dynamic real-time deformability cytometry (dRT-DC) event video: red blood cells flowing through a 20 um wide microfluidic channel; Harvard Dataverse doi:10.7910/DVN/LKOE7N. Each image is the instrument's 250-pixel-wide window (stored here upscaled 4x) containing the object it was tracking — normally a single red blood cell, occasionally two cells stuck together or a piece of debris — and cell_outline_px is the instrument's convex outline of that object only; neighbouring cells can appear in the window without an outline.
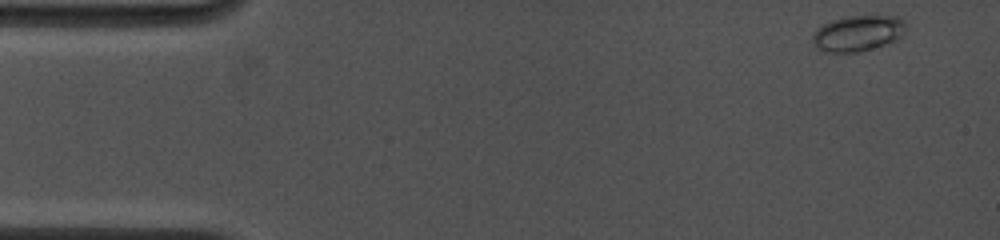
{"species": "common noctule bat (a hibernating species)", "species_latin": "Nyctalus noctula", "temperature_condition": "cold", "stored_images_in_passage": 20, "camera_frame_rate_fps": 4500, "um_per_image_px": 0.085, "animal": {"sex": "female", "body_mass_g": 19.0, "forearm_length_mm": 53.3}, "frame": {"image": 1, "passage_image": 1, "time_ms": 0.0, "image_size_px": [1000, 240], "cell_outline_px": [[904, 32], [896, 40], [884, 44], [856, 52], [828, 52], [820, 48], [812, 40], [812, 36], [816, 28], [832, 20], [848, 16], [900, 16], [904, 20]], "centroid_in_image_um": [72.92, 2.81], "position_along_channel_um": 12.1, "area_um2": 19.07}}
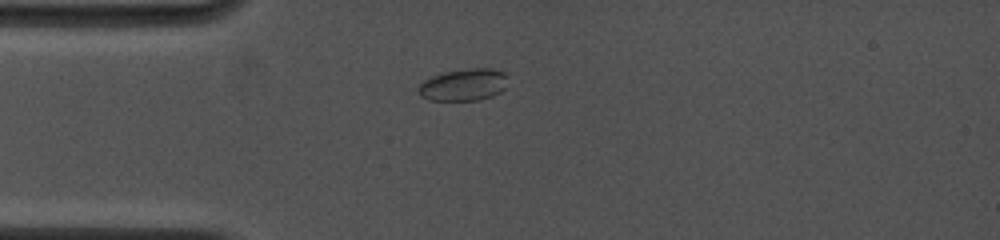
{"frame": {"image": 2, "passage_image": 12, "time_ms": 3.333, "image_size_px": [1000, 240], "cell_outline_px": [[508, 76], [504, 88], [500, 92], [492, 96], [476, 100], [428, 100], [420, 96], [416, 88], [424, 80], [432, 76], [444, 72], [468, 68], [492, 68], [504, 72]], "centroid_in_image_um": [39.39, 7.2], "position_along_channel_um": 45.6, "area_um2": 16.82}}
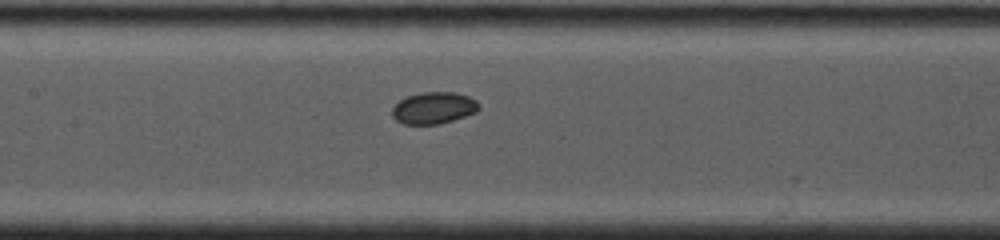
{"frame": {"image": 3, "passage_image": 19, "time_ms": 6.889, "image_size_px": [1000, 240], "cell_outline_px": [[480, 108], [476, 112], [452, 120], [436, 124], [404, 124], [396, 120], [392, 116], [392, 108], [400, 100], [408, 96], [420, 92], [456, 92], [468, 96], [476, 100]], "centroid_in_image_um": [36.86, 9.16], "position_along_channel_um": 170.5, "area_um2": 15.95}}